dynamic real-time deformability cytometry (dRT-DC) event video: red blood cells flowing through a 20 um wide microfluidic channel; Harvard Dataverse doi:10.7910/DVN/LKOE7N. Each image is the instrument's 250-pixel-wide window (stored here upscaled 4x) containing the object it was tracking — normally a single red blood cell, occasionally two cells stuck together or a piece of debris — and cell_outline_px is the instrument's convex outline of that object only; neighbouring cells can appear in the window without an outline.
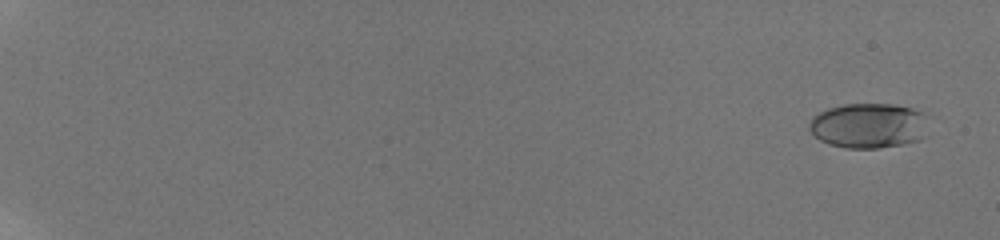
{"species": "human", "species_latin": "Homo sapiens", "temperature_condition": "room temperature", "stored_images_in_passage": 61, "camera_frame_rate_fps": 3000, "um_per_image_px": 0.085, "donor": {"sex": "male"}, "frame": {"image": 1, "passage_image": 4, "time_ms": 1.0, "image_size_px": [1000, 240], "cell_outline_px": [[928, 136], [920, 140], [880, 148], [844, 148], [828, 144], [820, 140], [808, 128], [808, 124], [812, 116], [828, 108], [844, 104], [896, 104], [912, 108], [920, 112], [924, 116]], "centroid_in_image_um": [73.82, 10.68], "position_along_channel_um": 11.2, "area_um2": 31.5}}
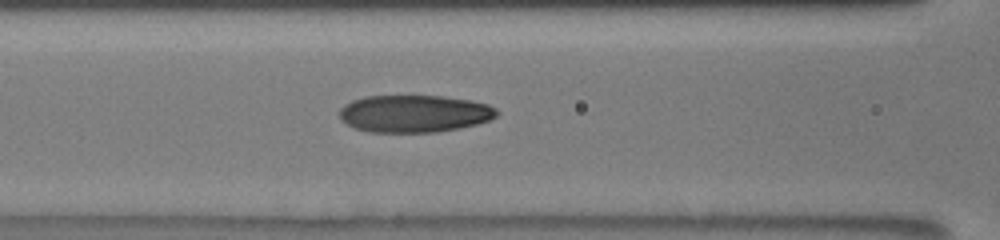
{"frame": {"image": 2, "passage_image": 32, "time_ms": 10.333, "image_size_px": [1000, 240], "cell_outline_px": [[500, 112], [496, 116], [488, 120], [476, 124], [460, 128], [436, 132], [368, 132], [352, 128], [340, 120], [340, 108], [344, 104], [352, 100], [364, 96], [444, 96], [472, 100], [488, 104], [496, 108]], "centroid_in_image_um": [35.19, 9.66], "position_along_channel_um": 131.4, "area_um2": 34.56}}
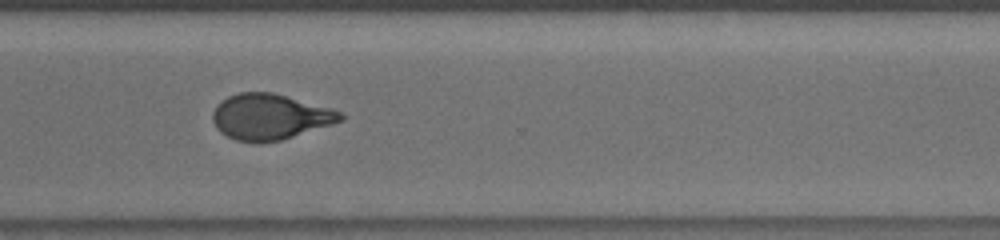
{"frame": {"image": 3, "passage_image": 49, "time_ms": 16.0, "image_size_px": [1000, 240], "cell_outline_px": [[348, 116], [344, 120], [332, 124], [280, 140], [236, 140], [220, 132], [216, 128], [212, 120], [212, 112], [216, 104], [220, 100], [228, 96], [240, 92], [272, 92], [328, 108], [340, 112]], "centroid_in_image_um": [22.91, 9.9], "position_along_channel_um": 347.7, "area_um2": 33.41}, "authors_computed_cell_mechanics": {"area_um2": 33.2928, "velocity_mm_per_s": 3.8304, "shape_relaxation_time_tau1_ms": 3.7603, "shape_relaxation_time_tau2_ms": 1.4066, "deformation_change_tau1": 0.1937, "deformation_change_tau2": 0.0818}}